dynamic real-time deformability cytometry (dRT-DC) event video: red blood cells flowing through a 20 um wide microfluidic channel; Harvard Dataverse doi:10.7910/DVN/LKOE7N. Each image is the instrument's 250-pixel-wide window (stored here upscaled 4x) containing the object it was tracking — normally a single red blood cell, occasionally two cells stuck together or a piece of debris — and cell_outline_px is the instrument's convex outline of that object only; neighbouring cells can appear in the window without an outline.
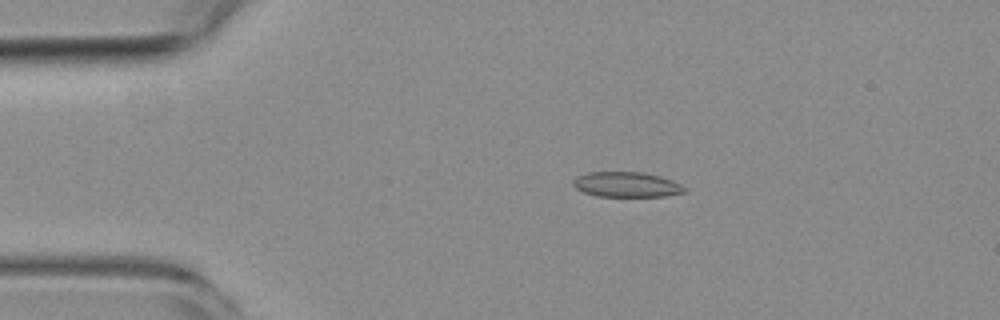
{"species": "common noctule bat (a hibernating species)", "species_latin": "Nyctalus noctula", "temperature_condition": "room temperature", "stored_images_in_passage": 6, "camera_frame_rate_fps": 3000, "um_per_image_px": 0.085, "animal": {"sex": "female", "body_mass_g": 19.3, "forearm_length_mm": 54.1}, "frame": {"image": 1, "passage_image": 4, "time_ms": 3.333, "image_size_px": [1000, 320], "cell_outline_px": [[688, 188], [684, 192], [664, 196], [596, 196], [584, 192], [576, 188], [572, 184], [572, 180], [576, 176], [588, 172], [644, 172], [660, 176], [672, 180]], "centroid_in_image_um": [53.24, 15.68], "position_along_channel_um": 31.8, "area_um2": 16.36}}
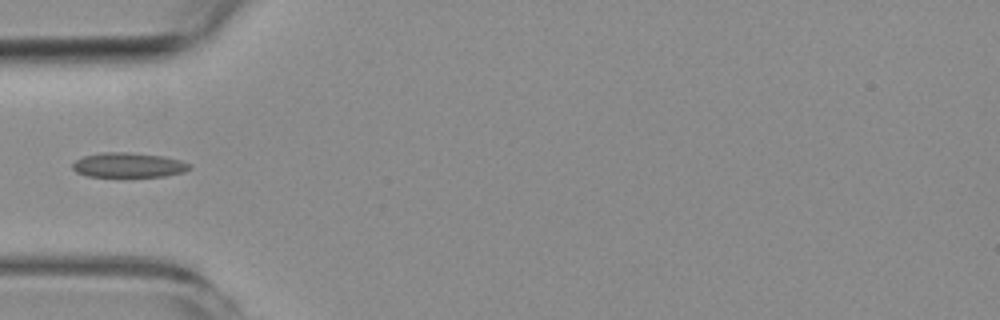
{"frame": {"image": 2, "passage_image": 6, "time_ms": 5.667, "image_size_px": [1000, 320], "cell_outline_px": [[192, 168], [184, 172], [164, 176], [88, 176], [76, 172], [72, 168], [72, 164], [76, 160], [84, 156], [104, 152], [128, 152], [164, 156], [180, 160], [192, 164]], "centroid_in_image_um": [10.95, 14.02], "position_along_channel_um": 74.0, "area_um2": 16.82}}